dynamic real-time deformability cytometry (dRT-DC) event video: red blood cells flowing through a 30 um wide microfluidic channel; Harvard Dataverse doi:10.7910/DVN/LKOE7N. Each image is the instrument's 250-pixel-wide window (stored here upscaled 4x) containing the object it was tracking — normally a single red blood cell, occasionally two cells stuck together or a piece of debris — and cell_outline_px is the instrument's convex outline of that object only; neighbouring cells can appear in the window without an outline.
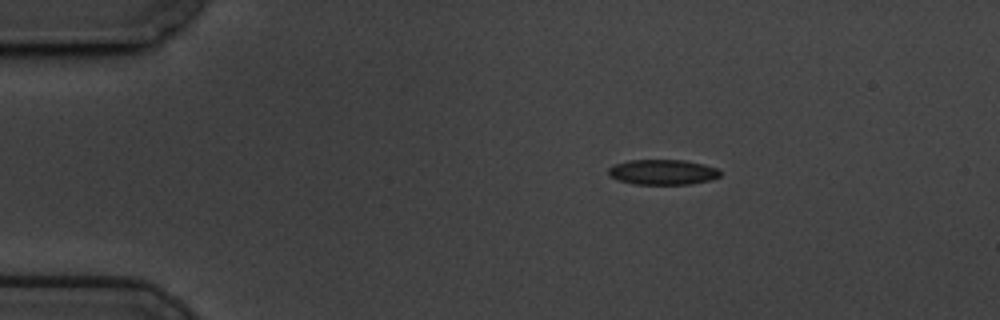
{"species": "common noctule bat (a hibernating species)", "species_latin": "Nyctalus noctula", "temperature_condition": "cold", "stored_images_in_passage": 3, "camera_frame_rate_fps": 3000, "um_per_image_px": 0.085, "animal": {"sex": "male", "body_mass_g": 19.5, "forearm_length_mm": 54.6}, "frame": {"image": 1, "passage_image": 1, "time_ms": 0.0, "image_size_px": [1000, 320], "cell_outline_px": [[720, 176], [712, 180], [692, 184], [636, 184], [620, 180], [608, 176], [608, 168], [612, 164], [628, 160], [684, 160], [704, 164], [716, 168], [720, 172]], "centroid_in_image_um": [56.32, 14.62], "position_along_channel_um": 28.7, "area_um2": 16.53}}